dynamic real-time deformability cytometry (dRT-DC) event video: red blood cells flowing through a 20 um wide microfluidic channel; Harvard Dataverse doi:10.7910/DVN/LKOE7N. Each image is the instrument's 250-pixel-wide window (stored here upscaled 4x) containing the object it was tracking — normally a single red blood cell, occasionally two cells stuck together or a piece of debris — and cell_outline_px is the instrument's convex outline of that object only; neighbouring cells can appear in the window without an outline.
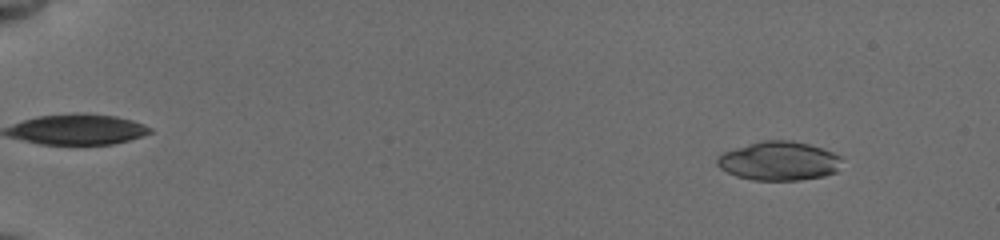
{"species": "common noctule bat (a hibernating species)", "species_latin": "Nyctalus noctula", "temperature_condition": "cold", "stored_images_in_passage": 38, "camera_frame_rate_fps": 3000, "um_per_image_px": 0.085, "animal": {"sex": "female", "body_mass_g": 19.5, "forearm_length_mm": 54.1}, "frame": {"image": 1, "passage_image": 3, "time_ms": 1.0, "image_size_px": [1000, 240], "cell_outline_px": [[840, 160], [836, 172], [824, 176], [800, 180], [752, 180], [736, 176], [720, 168], [716, 164], [716, 156], [724, 152], [760, 140], [792, 140], [808, 144], [832, 152], [840, 156]], "centroid_in_image_um": [66.17, 13.68], "position_along_channel_um": 18.8, "area_um2": 28.21}}
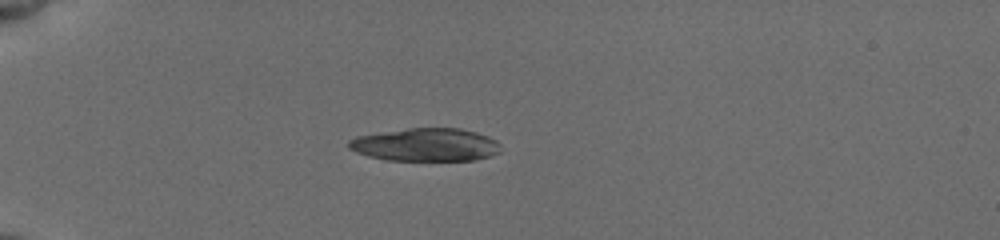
{"frame": {"image": 2, "passage_image": 12, "time_ms": 4.667, "image_size_px": [1000, 240], "cell_outline_px": [[500, 152], [492, 156], [476, 160], [384, 160], [368, 156], [356, 152], [348, 148], [348, 140], [356, 136], [408, 128], [460, 128], [476, 132], [488, 136], [496, 140], [500, 144]], "centroid_in_image_um": [36.19, 12.3], "position_along_channel_um": 48.8, "area_um2": 29.42}}